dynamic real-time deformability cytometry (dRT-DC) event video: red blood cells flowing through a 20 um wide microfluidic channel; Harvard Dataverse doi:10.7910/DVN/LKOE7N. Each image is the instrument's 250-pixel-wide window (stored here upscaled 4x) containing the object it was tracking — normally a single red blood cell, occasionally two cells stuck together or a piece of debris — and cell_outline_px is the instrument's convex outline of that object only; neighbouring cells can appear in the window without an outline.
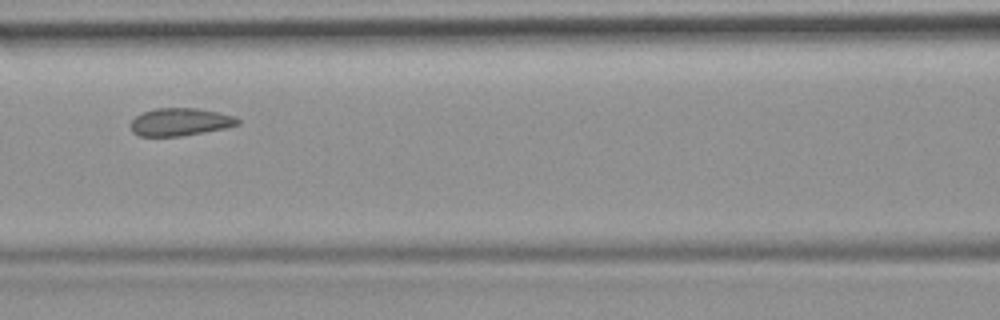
{"species": "common noctule bat (a hibernating species)", "species_latin": "Nyctalus noctula", "temperature_condition": "room temperature", "stored_images_in_passage": 15, "camera_frame_rate_fps": 3000, "um_per_image_px": 0.085, "animal": {"sex": "female", "body_mass_g": 19.9}, "frame": {"image": 1, "passage_image": 7, "time_ms": 2.0, "image_size_px": [1000, 320], "cell_outline_px": [[240, 124], [224, 128], [204, 132], [180, 136], [140, 136], [132, 132], [132, 120], [136, 116], [144, 112], [156, 108], [196, 108], [220, 112], [236, 116], [240, 120]], "centroid_in_image_um": [15.35, 10.36], "position_along_channel_um": 151.2, "area_um2": 17.22}}